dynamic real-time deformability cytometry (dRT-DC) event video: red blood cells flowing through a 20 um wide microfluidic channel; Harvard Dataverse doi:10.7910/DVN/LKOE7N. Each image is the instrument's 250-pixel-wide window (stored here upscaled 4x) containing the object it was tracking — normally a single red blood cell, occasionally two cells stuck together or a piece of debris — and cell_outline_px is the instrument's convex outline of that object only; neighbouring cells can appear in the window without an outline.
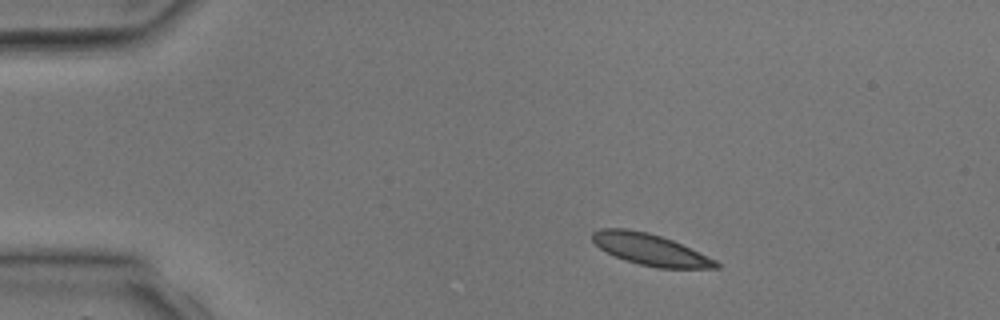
{"species": "common noctule bat (a hibernating species)", "species_latin": "Nyctalus noctula", "temperature_condition": "room temperature", "stored_images_in_passage": 3, "camera_frame_rate_fps": 3000, "um_per_image_px": 0.085, "animal": {"sex": "male", "body_mass_g": 17.9, "forearm_length_mm": 54.2}, "frame": {"image": 1, "passage_image": 1, "time_ms": 0.0, "image_size_px": [1000, 320], "cell_outline_px": [[720, 268], [656, 268], [624, 260], [600, 248], [592, 240], [592, 232], [600, 228], [624, 228], [648, 232], [672, 240], [716, 260], [720, 264]], "centroid_in_image_um": [55.26, 21.21], "position_along_channel_um": 29.7, "area_um2": 22.43}}
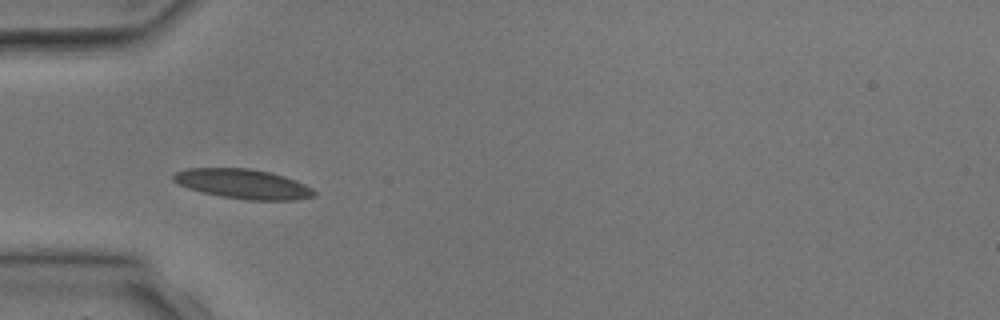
{"frame": {"image": 2, "passage_image": 2, "time_ms": 2.0, "image_size_px": [1000, 320], "cell_outline_px": [[316, 196], [296, 200], [248, 200], [220, 196], [188, 188], [172, 180], [172, 176], [176, 172], [188, 168], [248, 168], [268, 172], [284, 176], [296, 180], [312, 188], [316, 192]], "centroid_in_image_um": [20.68, 15.64], "position_along_channel_um": 64.3, "area_um2": 24.22}}